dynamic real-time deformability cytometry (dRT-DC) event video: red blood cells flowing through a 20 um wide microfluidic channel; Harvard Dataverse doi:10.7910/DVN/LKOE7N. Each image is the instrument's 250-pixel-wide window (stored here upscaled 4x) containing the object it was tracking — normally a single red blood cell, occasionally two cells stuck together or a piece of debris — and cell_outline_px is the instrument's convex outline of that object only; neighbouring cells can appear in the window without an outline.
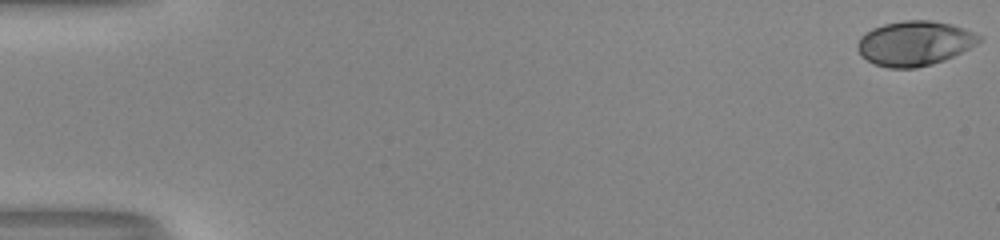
{"species": "human", "species_latin": "Homo sapiens", "temperature_condition": "room temperature", "stored_images_in_passage": 53, "camera_frame_rate_fps": 3000, "um_per_image_px": 0.085, "donor": {"sex": "male"}, "frame": {"image": 1, "passage_image": 1, "time_ms": 0.0, "image_size_px": [1000, 240], "cell_outline_px": [[984, 36], [976, 44], [944, 60], [932, 64], [916, 68], [888, 68], [876, 64], [860, 56], [856, 48], [856, 44], [860, 36], [872, 28], [884, 24], [904, 20], [928, 20], [952, 24], [964, 28]], "centroid_in_image_um": [77.71, 3.67], "position_along_channel_um": 7.3, "area_um2": 31.73}}
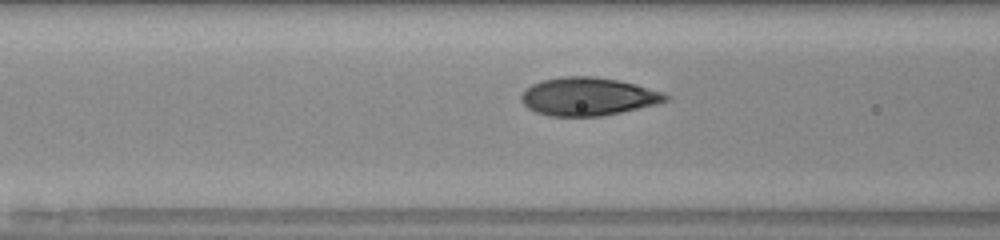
{"frame": {"image": 2, "passage_image": 23, "time_ms": 7.333, "image_size_px": [1000, 240], "cell_outline_px": [[672, 96], [668, 100], [656, 104], [620, 112], [600, 116], [548, 116], [536, 112], [528, 108], [520, 100], [520, 96], [524, 88], [532, 84], [544, 80], [564, 76], [592, 76], [620, 80], [636, 84], [664, 92]], "centroid_in_image_um": [49.98, 8.2], "position_along_channel_um": 116.6, "area_um2": 32.19}}
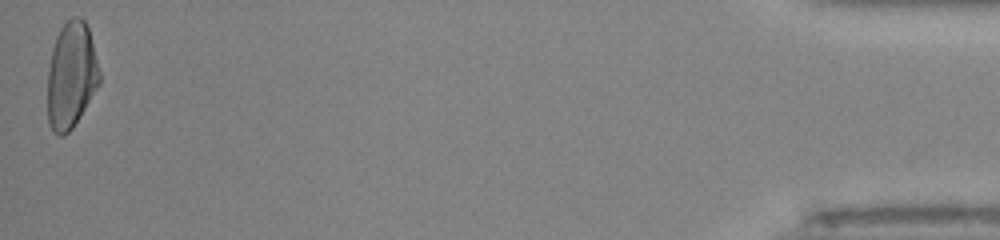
{"frame": {"image": 3, "passage_image": 53, "time_ms": 17.333, "image_size_px": [1000, 240], "cell_outline_px": [[100, 84], [80, 116], [72, 128], [64, 136], [60, 136], [52, 132], [48, 124], [48, 68], [52, 48], [56, 36], [60, 28], [72, 16], [80, 16], [84, 20], [88, 28], [100, 72]], "centroid_in_image_um": [6.05, 6.42], "position_along_channel_um": 429.2, "area_um2": 32.31}, "authors_computed_cell_mechanics": {"area_um2": 31.5588, "velocity_mm_per_s": 4.0713, "shape_relaxation_time_tau1_ms": 4.6003, "shape_relaxation_time_tau2_ms": null, "deformation_change_tau1": 0.2094, "deformation_change_tau2": null}}